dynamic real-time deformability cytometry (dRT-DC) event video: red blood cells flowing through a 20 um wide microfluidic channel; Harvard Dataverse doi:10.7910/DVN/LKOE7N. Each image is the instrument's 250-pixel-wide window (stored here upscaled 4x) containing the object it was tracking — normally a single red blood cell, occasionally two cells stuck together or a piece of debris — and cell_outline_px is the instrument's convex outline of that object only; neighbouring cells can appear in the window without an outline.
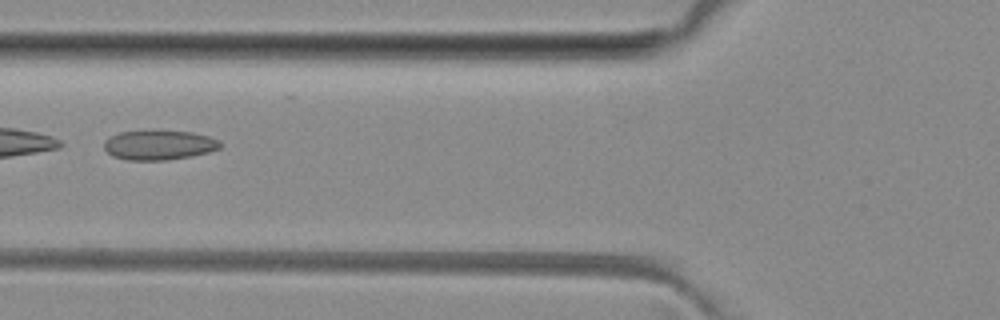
{"species": "common noctule bat (a hibernating species)", "species_latin": "Nyctalus noctula", "temperature_condition": "room temperature", "stored_images_in_passage": 8, "camera_frame_rate_fps": 3000, "um_per_image_px": 0.085, "animal": {"sex": "female", "body_mass_g": 29.2, "forearm_length_mm": 56.3}, "frame": {"image": 1, "passage_image": 6, "time_ms": 5.667, "image_size_px": [1000, 320], "cell_outline_px": [[224, 144], [220, 148], [208, 152], [192, 156], [164, 160], [128, 160], [112, 156], [104, 148], [104, 140], [108, 136], [120, 132], [192, 132], [208, 136], [220, 140]], "centroid_in_image_um": [13.53, 12.34], "position_along_channel_um": 112.3, "area_um2": 19.83}}
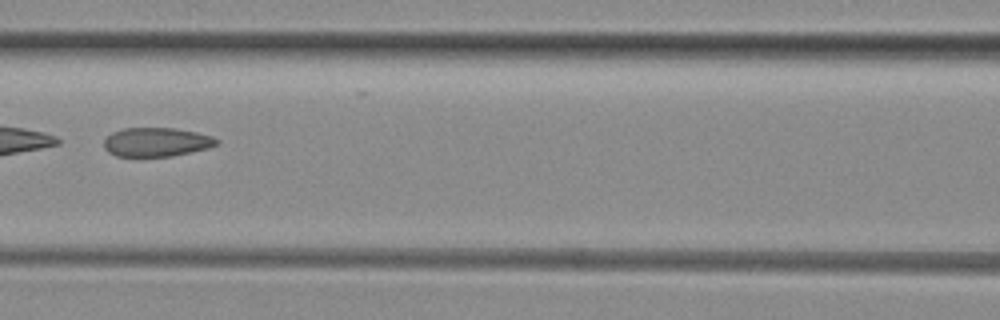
{"frame": {"image": 2, "passage_image": 7, "time_ms": 6.667, "image_size_px": [1000, 320], "cell_outline_px": [[220, 140], [216, 144], [208, 148], [172, 156], [116, 156], [108, 152], [104, 148], [104, 140], [112, 132], [124, 128], [176, 128], [196, 132], [212, 136]], "centroid_in_image_um": [13.29, 12.07], "position_along_channel_um": 153.3, "area_um2": 18.96}}